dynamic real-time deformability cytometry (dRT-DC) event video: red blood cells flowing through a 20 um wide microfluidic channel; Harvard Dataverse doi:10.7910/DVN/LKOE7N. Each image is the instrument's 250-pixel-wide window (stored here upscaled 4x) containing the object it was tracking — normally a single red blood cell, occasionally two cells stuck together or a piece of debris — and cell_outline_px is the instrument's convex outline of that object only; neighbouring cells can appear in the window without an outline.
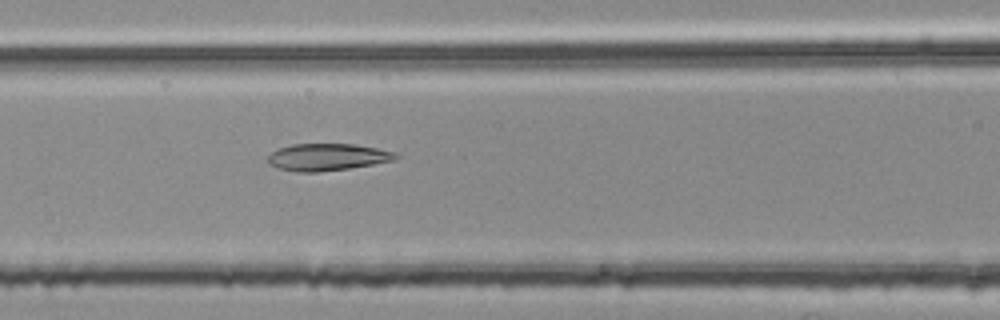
{"species": "common noctule bat (a hibernating species)", "species_latin": "Nyctalus noctula", "temperature_condition": "room temperature", "stored_images_in_passage": 41, "camera_frame_rate_fps": 3000, "um_per_image_px": 0.085, "animal": {"sex": "female", "body_mass_g": 25.1}, "frame": {"image": 1, "passage_image": 10, "time_ms": 3.0, "image_size_px": [1000, 320], "cell_outline_px": [[400, 156], [392, 160], [372, 164], [348, 168], [316, 172], [296, 172], [280, 168], [268, 164], [268, 156], [276, 148], [292, 144], [352, 144], [376, 148], [396, 152]], "centroid_in_image_um": [27.78, 13.34], "position_along_channel_um": 138.8, "area_um2": 20.0}}
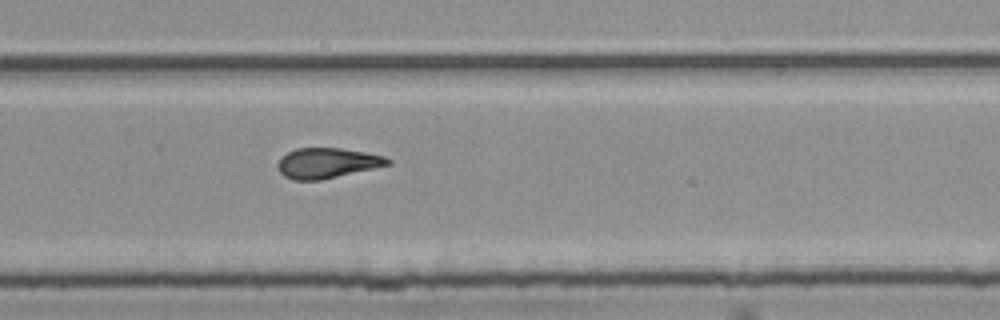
{"frame": {"image": 2, "passage_image": 23, "time_ms": 7.333, "image_size_px": [1000, 320], "cell_outline_px": [[392, 164], [320, 180], [292, 180], [284, 176], [276, 168], [276, 164], [280, 156], [296, 148], [340, 148], [364, 152], [384, 156], [392, 160]], "centroid_in_image_um": [27.76, 13.86], "position_along_channel_um": 302.0, "area_um2": 19.48}}
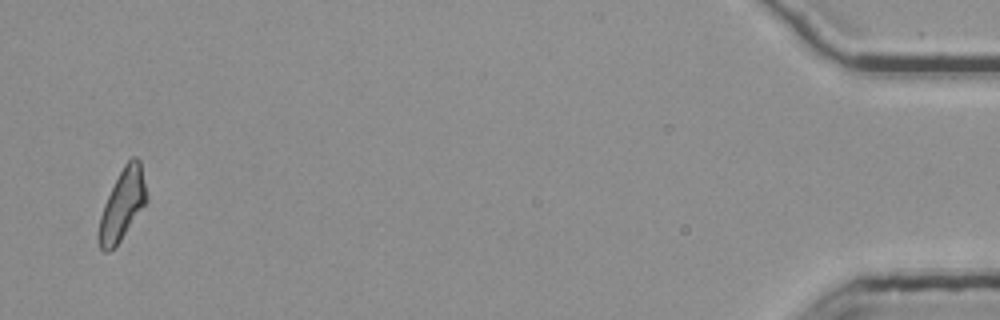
{"frame": {"image": 3, "passage_image": 40, "time_ms": 13.0, "image_size_px": [1000, 320], "cell_outline_px": [[148, 200], [120, 240], [108, 252], [104, 252], [100, 248], [96, 240], [96, 232], [100, 216], [104, 204], [124, 164], [132, 156], [136, 156], [140, 160], [148, 196]], "centroid_in_image_um": [10.38, 17.41], "position_along_channel_um": 424.8, "area_um2": 19.65}, "authors_computed_cell_mechanics": {"area_um2": 19.8254, "velocity_mm_per_s": 3.7872, "shape_relaxation_time_tau1_ms": null, "shape_relaxation_time_tau2_ms": 2.9824, "deformation_change_tau1": null, "deformation_change_tau2": 0.1126}}